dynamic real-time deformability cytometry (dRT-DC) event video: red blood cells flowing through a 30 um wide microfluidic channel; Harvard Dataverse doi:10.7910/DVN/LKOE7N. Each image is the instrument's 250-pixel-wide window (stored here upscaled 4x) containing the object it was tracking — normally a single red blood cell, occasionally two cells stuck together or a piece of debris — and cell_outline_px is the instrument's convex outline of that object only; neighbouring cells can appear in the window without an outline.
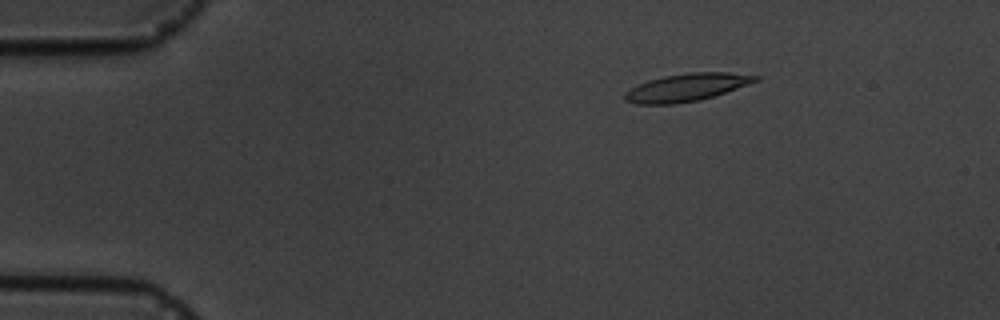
{"species": "common noctule bat (a hibernating species)", "species_latin": "Nyctalus noctula", "temperature_condition": "cold", "stored_images_in_passage": 4, "camera_frame_rate_fps": 3000, "um_per_image_px": 0.085, "animal": {"sex": "male", "body_mass_g": 19.5, "forearm_length_mm": 54.6}, "frame": {"image": 1, "passage_image": 2, "time_ms": 1.0, "image_size_px": [1000, 320], "cell_outline_px": [[760, 80], [700, 100], [672, 104], [636, 104], [624, 100], [624, 92], [648, 80], [664, 76], [688, 72], [728, 72], [760, 76]], "centroid_in_image_um": [58.35, 7.42], "position_along_channel_um": 26.7, "area_um2": 20.87}}